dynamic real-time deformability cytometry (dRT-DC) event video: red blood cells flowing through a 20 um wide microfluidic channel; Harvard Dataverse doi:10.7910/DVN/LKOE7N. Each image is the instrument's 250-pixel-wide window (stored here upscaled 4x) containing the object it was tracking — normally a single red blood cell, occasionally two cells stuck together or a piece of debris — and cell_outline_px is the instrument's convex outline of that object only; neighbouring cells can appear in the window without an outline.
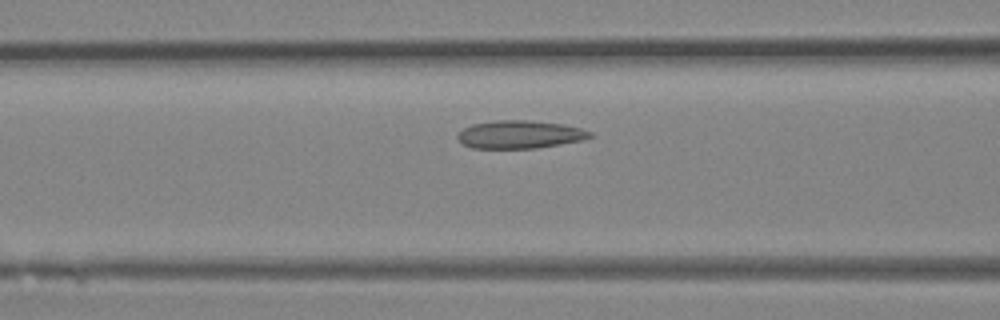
{"species": "Egyptian fruit bat (a non-hibernating species)", "species_latin": "Rousettus aegyptiacus", "temperature_condition": "room temperature", "stored_images_in_passage": 34, "camera_frame_rate_fps": 3000, "um_per_image_px": 0.085, "animal": {"sex": "female"}, "frame": {"image": 1, "passage_image": 11, "time_ms": 3.333, "image_size_px": [1000, 320], "cell_outline_px": [[592, 136], [580, 140], [560, 144], [536, 148], [472, 148], [464, 144], [456, 136], [464, 128], [472, 124], [492, 120], [528, 120], [564, 124], [580, 128], [592, 132]], "centroid_in_image_um": [44.17, 11.42], "position_along_channel_um": 122.4, "area_um2": 21.44}}
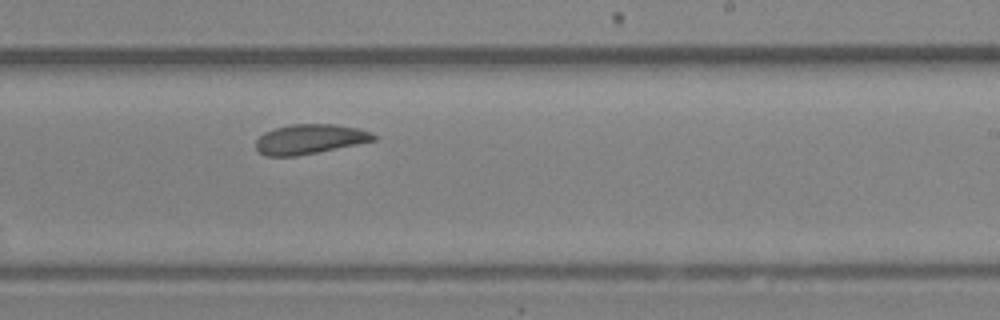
{"frame": {"image": 2, "passage_image": 19, "time_ms": 6.0, "image_size_px": [1000, 320], "cell_outline_px": [[376, 140], [296, 156], [264, 156], [256, 148], [256, 140], [264, 132], [276, 128], [292, 124], [336, 124], [356, 128], [372, 132], [376, 136]], "centroid_in_image_um": [26.31, 11.82], "position_along_channel_um": 262.7, "area_um2": 20.17}}
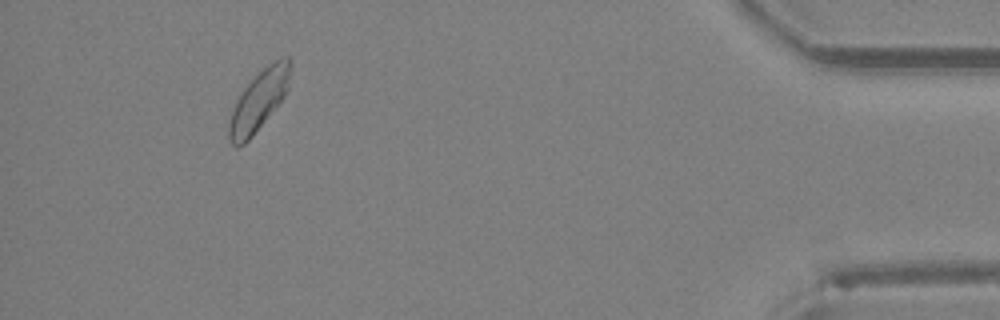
{"frame": {"image": 3, "passage_image": 31, "time_ms": 10.0, "image_size_px": [1000, 320], "cell_outline_px": [[288, 88], [284, 96], [252, 136], [244, 144], [236, 148], [232, 144], [228, 136], [228, 124], [232, 112], [244, 88], [268, 64], [280, 56], [288, 56]], "centroid_in_image_um": [21.97, 8.59], "position_along_channel_um": 413.2, "area_um2": 20.58}}